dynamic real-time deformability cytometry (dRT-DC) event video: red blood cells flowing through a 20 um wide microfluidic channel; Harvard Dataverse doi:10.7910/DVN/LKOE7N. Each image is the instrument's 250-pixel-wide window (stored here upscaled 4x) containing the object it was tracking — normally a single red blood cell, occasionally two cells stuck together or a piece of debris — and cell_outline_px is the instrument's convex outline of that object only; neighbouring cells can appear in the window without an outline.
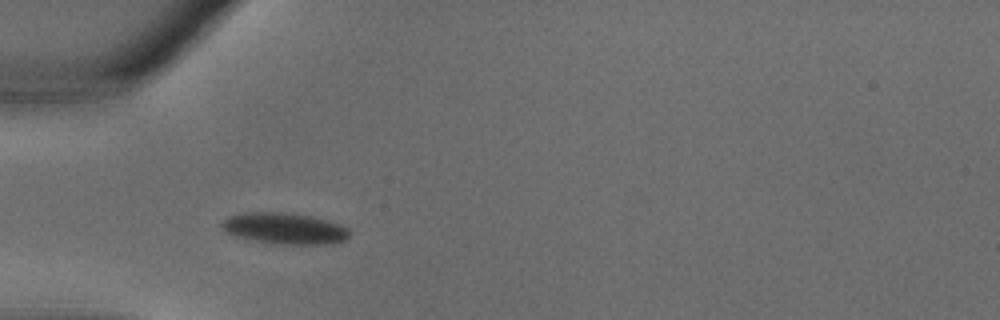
{"species": "common noctule bat (a hibernating species)", "species_latin": "Nyctalus noctula", "temperature_condition": "warm", "stored_images_in_passage": 21, "camera_frame_rate_fps": 3000, "um_per_image_px": 0.085, "animal": {"sex": "male", "body_mass_g": 18.8}, "frame": {"image": 1, "passage_image": 1, "time_ms": 0.0, "image_size_px": [1000, 320], "cell_outline_px": [[348, 236], [344, 240], [332, 244], [280, 244], [256, 240], [236, 236], [228, 232], [220, 224], [228, 216], [244, 212], [292, 212], [312, 216], [328, 220], [340, 224], [348, 228]], "centroid_in_image_um": [24.22, 19.39], "position_along_channel_um": 60.8, "area_um2": 23.18}}
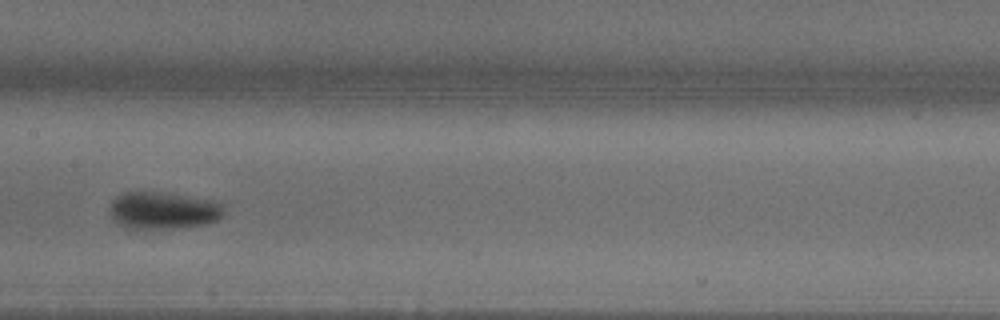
{"frame": {"image": 2, "passage_image": 8, "time_ms": 2.333, "image_size_px": [1000, 320], "cell_outline_px": [[224, 212], [216, 220], [204, 224], [172, 228], [124, 228], [116, 224], [112, 220], [108, 208], [112, 200], [116, 196], [124, 192], [156, 192], [224, 200]], "centroid_in_image_um": [13.87, 17.87], "position_along_channel_um": 193.5, "area_um2": 25.2}}
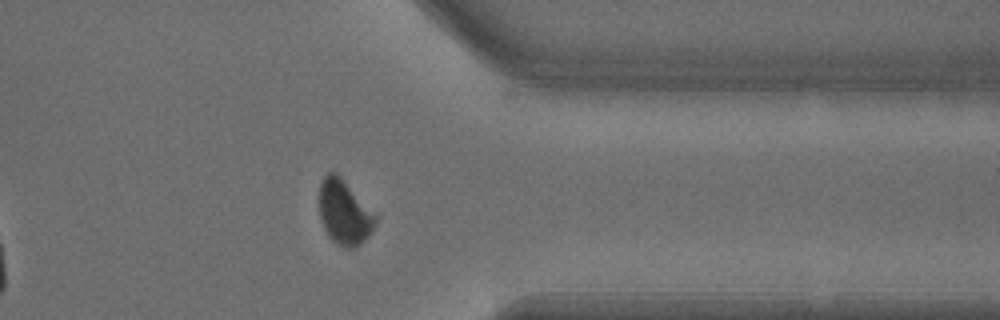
{"frame": {"image": 3, "passage_image": 18, "time_ms": 5.667, "image_size_px": [1000, 320], "cell_outline_px": [[380, 216], [372, 232], [356, 248], [344, 248], [336, 244], [328, 236], [320, 220], [320, 184], [324, 176], [328, 172], [336, 172]], "centroid_in_image_um": [29.31, 18.07], "position_along_channel_um": 382.1, "area_um2": 21.62}}